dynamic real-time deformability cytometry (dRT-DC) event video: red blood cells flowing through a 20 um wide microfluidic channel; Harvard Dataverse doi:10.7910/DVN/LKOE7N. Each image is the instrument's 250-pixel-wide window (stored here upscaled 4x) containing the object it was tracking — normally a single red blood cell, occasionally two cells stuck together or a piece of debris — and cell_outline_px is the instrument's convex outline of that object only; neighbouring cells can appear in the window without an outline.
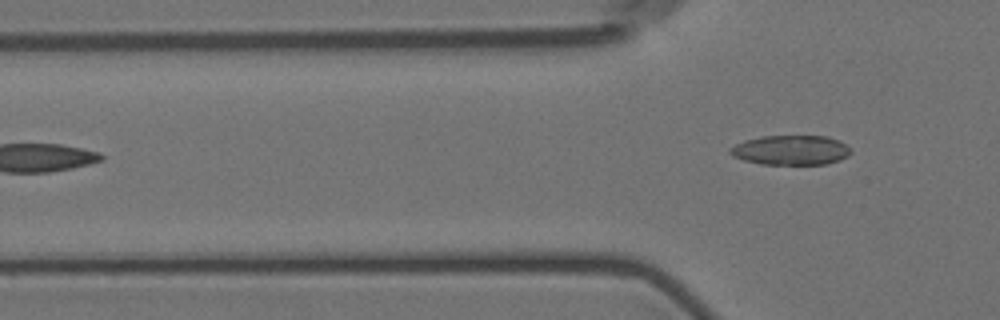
{"species": "Egyptian fruit bat (a non-hibernating species)", "species_latin": "Rousettus aegyptiacus", "temperature_condition": "room temperature", "stored_images_in_passage": 5, "camera_frame_rate_fps": 3000, "um_per_image_px": 0.085, "animal": {"sex": "female"}, "frame": {"image": 1, "passage_image": 5, "time_ms": 4.667, "image_size_px": [1000, 320], "cell_outline_px": [[852, 152], [848, 156], [840, 160], [824, 164], [760, 164], [744, 160], [732, 156], [728, 152], [728, 148], [744, 140], [760, 136], [828, 136], [840, 140]], "centroid_in_image_um": [67.19, 12.75], "position_along_channel_um": 58.6, "area_um2": 20.98}}